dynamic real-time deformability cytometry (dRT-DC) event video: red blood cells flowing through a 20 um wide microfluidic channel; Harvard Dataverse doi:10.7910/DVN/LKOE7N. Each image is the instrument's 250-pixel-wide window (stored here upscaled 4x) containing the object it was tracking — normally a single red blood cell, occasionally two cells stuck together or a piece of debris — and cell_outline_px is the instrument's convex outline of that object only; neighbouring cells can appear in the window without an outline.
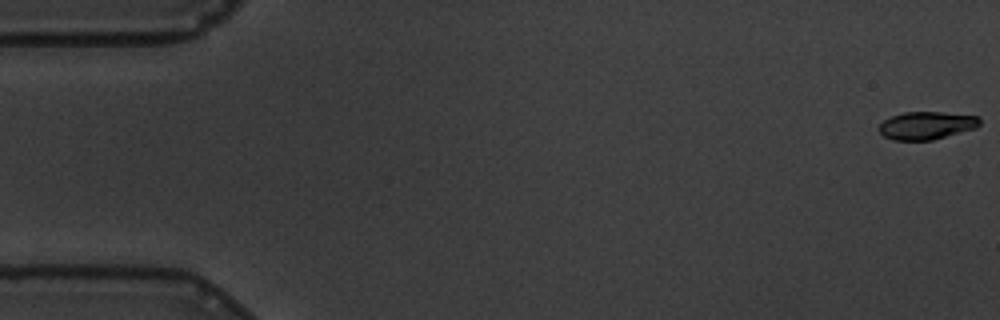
{"species": "common noctule bat (a hibernating species)", "species_latin": "Nyctalus noctula", "temperature_condition": "warm", "stored_images_in_passage": 31, "camera_frame_rate_fps": 3000, "um_per_image_px": 0.085, "animal": {"sex": "male", "body_mass_g": 19.5, "forearm_length_mm": 54.6}, "frame": {"image": 1, "passage_image": 1, "time_ms": 0.0, "image_size_px": [1000, 320], "cell_outline_px": [[980, 124], [976, 128], [932, 140], [892, 140], [884, 136], [880, 132], [880, 124], [884, 120], [892, 116], [904, 112], [940, 112], [980, 116]], "centroid_in_image_um": [78.78, 10.66], "position_along_channel_um": 6.2, "area_um2": 16.24}}
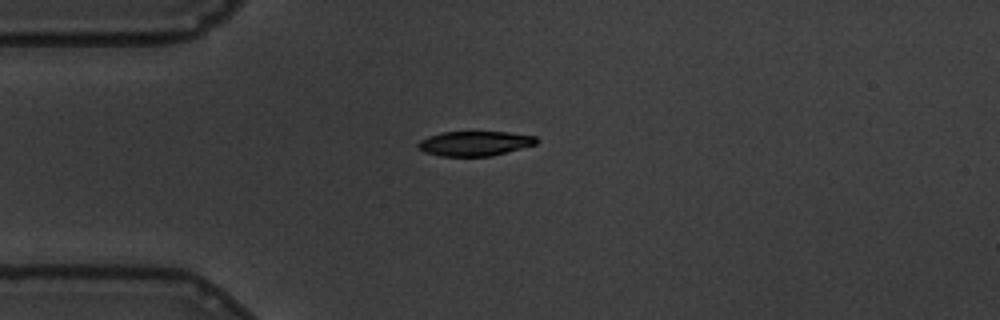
{"frame": {"image": 2, "passage_image": 15, "time_ms": 4.667, "image_size_px": [1000, 320], "cell_outline_px": [[540, 140], [536, 144], [492, 156], [440, 156], [424, 152], [416, 144], [420, 140], [428, 136], [440, 132], [508, 132], [536, 136]], "centroid_in_image_um": [40.36, 12.19], "position_along_channel_um": 44.6, "area_um2": 17.11}}
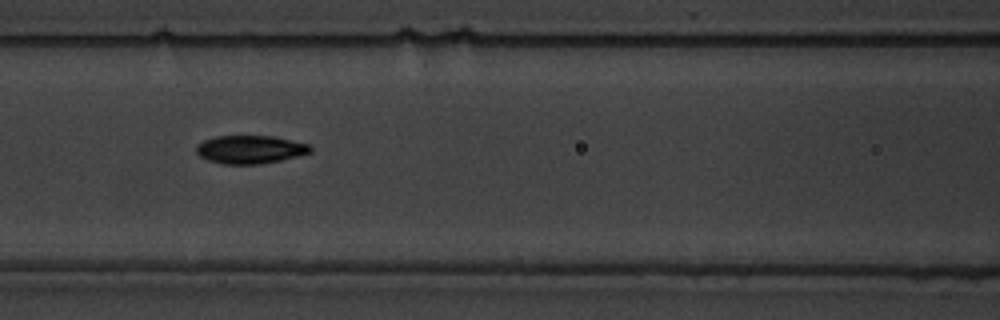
{"frame": {"image": 3, "passage_image": 25, "time_ms": 8.0, "image_size_px": [1000, 320], "cell_outline_px": [[312, 152], [280, 160], [256, 164], [224, 164], [208, 160], [200, 156], [196, 152], [196, 144], [204, 140], [216, 136], [272, 136], [312, 144]], "centroid_in_image_um": [21.27, 12.69], "position_along_channel_um": 145.3, "area_um2": 18.73}}